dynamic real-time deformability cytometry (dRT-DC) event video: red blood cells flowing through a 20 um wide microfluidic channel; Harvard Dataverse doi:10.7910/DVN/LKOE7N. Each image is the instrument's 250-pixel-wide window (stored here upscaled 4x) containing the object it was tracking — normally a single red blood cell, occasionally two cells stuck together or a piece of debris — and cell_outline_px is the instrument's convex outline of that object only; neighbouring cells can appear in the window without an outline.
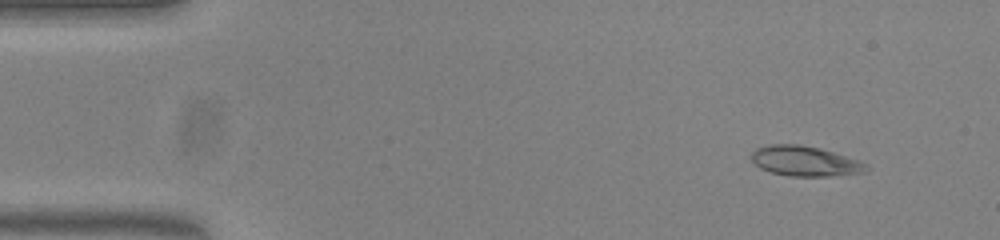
{"species": "common noctule bat (a hibernating species)", "species_latin": "Nyctalus noctula", "temperature_condition": "warm", "stored_images_in_passage": 53, "camera_frame_rate_fps": 3000, "um_per_image_px": 0.085, "animal": {"sex": "female", "body_mass_g": 23.0, "forearm_length_mm": 53.4}, "frame": {"image": 1, "passage_image": 5, "time_ms": 1.333, "image_size_px": [1000, 240], "cell_outline_px": [[868, 168], [864, 172], [828, 176], [788, 176], [772, 172], [760, 168], [752, 160], [752, 152], [756, 148], [772, 144], [800, 144], [820, 148], [860, 160], [868, 164]], "centroid_in_image_um": [68.44, 13.69], "position_along_channel_um": 16.6, "area_um2": 20.06}}
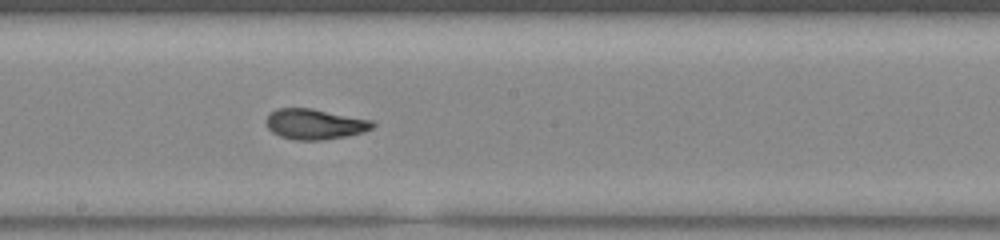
{"frame": {"image": 2, "passage_image": 29, "time_ms": 9.333, "image_size_px": [1000, 240], "cell_outline_px": [[376, 124], [372, 128], [364, 132], [348, 136], [324, 140], [296, 140], [280, 136], [272, 132], [264, 124], [268, 116], [276, 108], [312, 108], [372, 120]], "centroid_in_image_um": [26.76, 10.55], "position_along_channel_um": 221.4, "area_um2": 19.02}}
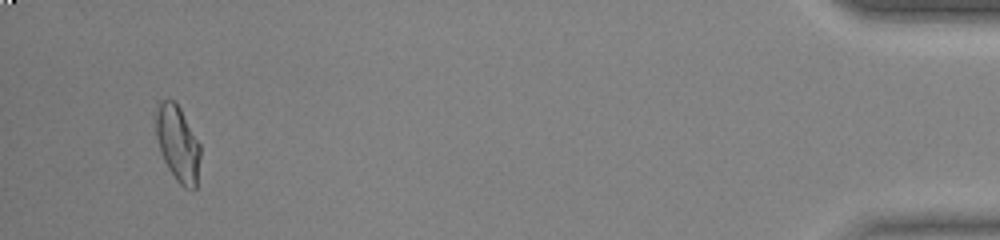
{"frame": {"image": 3, "passage_image": 51, "time_ms": 16.667, "image_size_px": [1000, 240], "cell_outline_px": [[200, 156], [196, 188], [184, 188], [176, 180], [168, 168], [160, 152], [156, 136], [156, 108], [164, 100], [172, 100], [180, 108], [200, 144]], "centroid_in_image_um": [15.11, 12.23], "position_along_channel_um": 420.1, "area_um2": 19.36}, "authors_computed_cell_mechanics": {"area_um2": 19.1318, "velocity_mm_per_s": 3.8128, "shape_relaxation_time_tau1_ms": null, "shape_relaxation_time_tau2_ms": 1.0983, "deformation_change_tau1": null, "deformation_change_tau2": 0.0702}}